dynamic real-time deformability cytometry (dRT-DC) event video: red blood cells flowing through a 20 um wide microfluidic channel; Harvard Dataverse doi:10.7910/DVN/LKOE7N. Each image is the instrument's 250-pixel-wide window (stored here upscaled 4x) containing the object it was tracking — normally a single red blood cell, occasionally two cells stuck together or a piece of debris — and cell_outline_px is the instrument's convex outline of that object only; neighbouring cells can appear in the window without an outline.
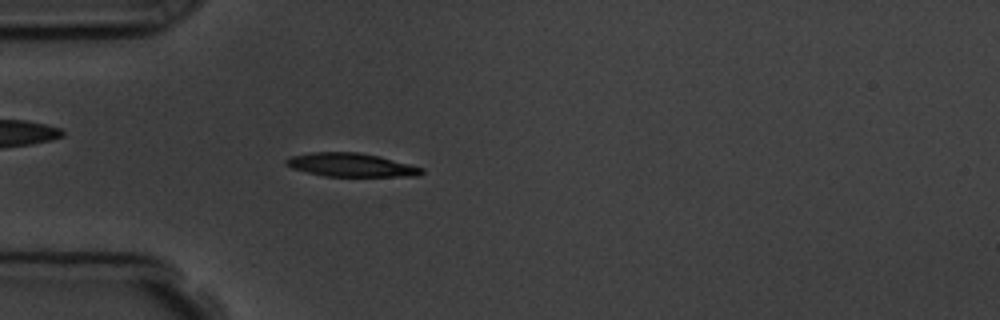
{"species": "common noctule bat (a hibernating species)", "species_latin": "Nyctalus noctula", "temperature_condition": "room temperature", "stored_images_in_passage": 4, "camera_frame_rate_fps": 3000, "um_per_image_px": 0.085, "animal": {"sex": "male", "body_mass_g": 19.5, "forearm_length_mm": 54.6}, "frame": {"image": 1, "passage_image": 4, "time_ms": 3.333, "image_size_px": [1000, 320], "cell_outline_px": [[424, 172], [416, 176], [324, 176], [292, 168], [284, 164], [284, 160], [288, 156], [312, 152], [360, 152], [380, 156], [424, 168]], "centroid_in_image_um": [29.81, 14.01], "position_along_channel_um": 55.2, "area_um2": 18.67}}